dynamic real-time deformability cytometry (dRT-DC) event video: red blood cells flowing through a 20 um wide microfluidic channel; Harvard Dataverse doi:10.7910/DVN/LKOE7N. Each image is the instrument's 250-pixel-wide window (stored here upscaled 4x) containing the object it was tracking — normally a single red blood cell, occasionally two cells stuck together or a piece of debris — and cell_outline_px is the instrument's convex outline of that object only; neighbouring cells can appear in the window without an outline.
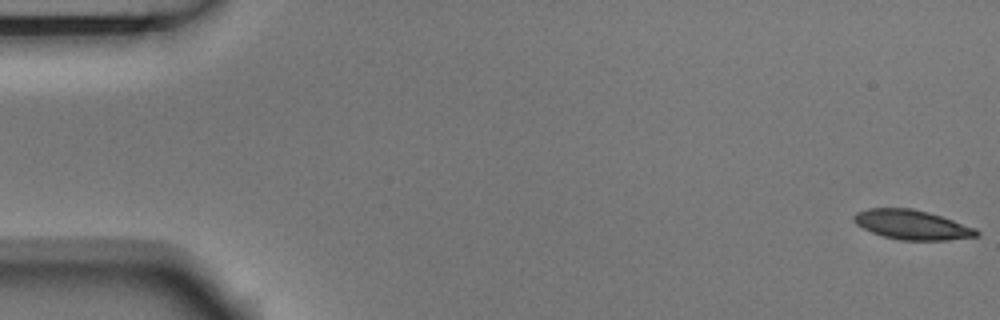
{"species": "Egyptian fruit bat (a non-hibernating species)", "species_latin": "Rousettus aegyptiacus", "temperature_condition": "room temperature", "stored_images_in_passage": 4, "camera_frame_rate_fps": 3000, "um_per_image_px": 0.085, "animal": {"sex": "male"}, "frame": {"image": 1, "passage_image": 1, "time_ms": 0.0, "image_size_px": [1000, 320], "cell_outline_px": [[980, 236], [944, 240], [900, 240], [884, 236], [872, 232], [856, 224], [852, 220], [852, 216], [856, 212], [868, 208], [912, 208], [928, 212], [976, 228], [980, 232]], "centroid_in_image_um": [77.51, 19.1], "position_along_channel_um": 7.5, "area_um2": 21.04}}
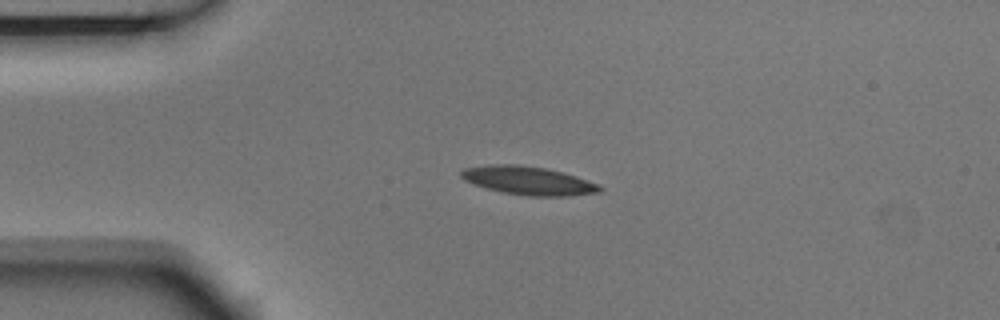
{"frame": {"image": 2, "passage_image": 4, "time_ms": 1.0, "image_size_px": [1000, 320], "cell_outline_px": [[604, 188], [600, 192], [568, 196], [528, 196], [504, 192], [488, 188], [464, 180], [460, 176], [460, 172], [464, 168], [488, 164], [520, 164], [548, 168], [564, 172], [600, 184]], "centroid_in_image_um": [44.95, 15.34], "position_along_channel_um": 40.0, "area_um2": 23.12}}